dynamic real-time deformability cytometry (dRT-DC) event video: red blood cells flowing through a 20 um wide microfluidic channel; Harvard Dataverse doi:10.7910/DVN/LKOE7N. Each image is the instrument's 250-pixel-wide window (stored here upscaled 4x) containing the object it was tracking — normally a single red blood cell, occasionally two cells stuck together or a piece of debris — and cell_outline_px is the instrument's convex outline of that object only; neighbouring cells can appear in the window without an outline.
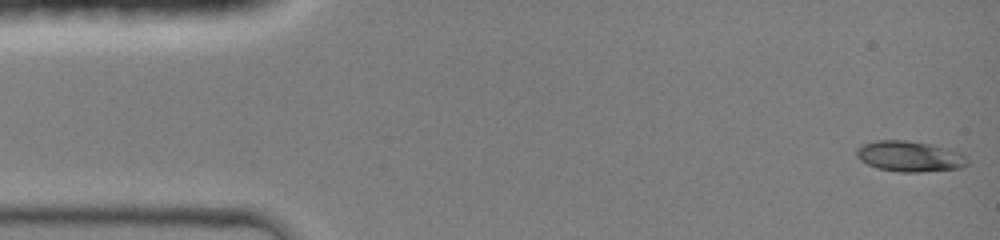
{"species": "common noctule bat (a hibernating species)", "species_latin": "Nyctalus noctula", "temperature_condition": "room temperature", "stored_images_in_passage": 44, "camera_frame_rate_fps": 3000, "um_per_image_px": 0.085, "animal": {"sex": "female", "body_mass_g": 19.0, "forearm_length_mm": 51.5}, "frame": {"image": 1, "passage_image": 1, "time_ms": 0.0, "image_size_px": [1000, 240], "cell_outline_px": [[968, 164], [960, 168], [920, 172], [900, 172], [876, 168], [860, 160], [856, 156], [856, 148], [864, 144], [876, 140], [908, 140], [948, 148], [964, 152], [968, 160]], "centroid_in_image_um": [77.34, 13.29], "position_along_channel_um": 7.7, "area_um2": 20.0}}
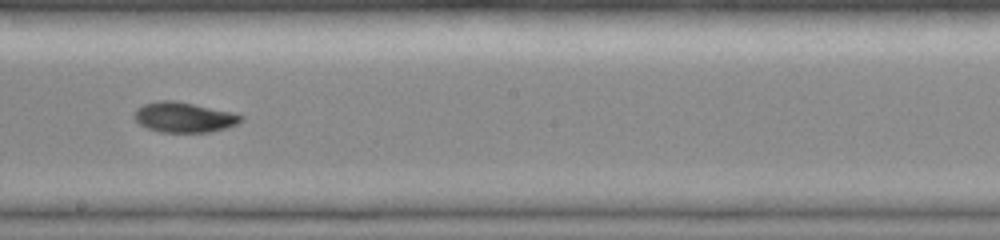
{"frame": {"image": 2, "passage_image": 25, "time_ms": 8.0, "image_size_px": [1000, 240], "cell_outline_px": [[244, 120], [228, 128], [212, 132], [160, 132], [148, 128], [140, 124], [132, 116], [136, 108], [144, 104], [156, 100], [176, 100], [232, 112], [244, 116]], "centroid_in_image_um": [15.64, 9.96], "position_along_channel_um": 232.6, "area_um2": 19.02}}
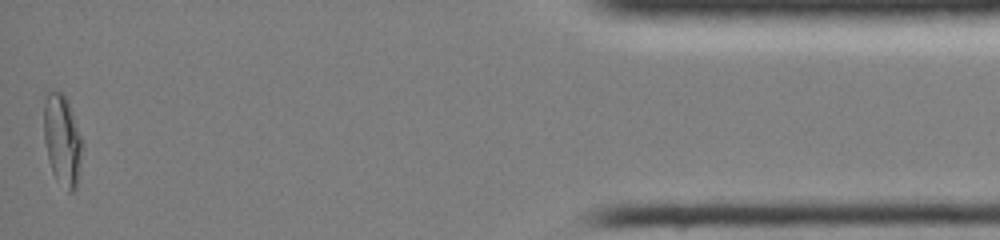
{"frame": {"image": 3, "passage_image": 44, "time_ms": 14.333, "image_size_px": [1000, 240], "cell_outline_px": [[84, 148], [76, 188], [72, 192], [68, 192], [52, 172], [44, 140], [44, 104], [48, 92], [52, 88], [64, 92], [68, 100], [84, 144]], "centroid_in_image_um": [5.32, 11.86], "position_along_channel_um": 429.9, "area_um2": 20.69}, "authors_computed_cell_mechanics": {"area_um2": 18.496, "velocity_mm_per_s": 4.2892, "shape_relaxation_time_tau1_ms": 4.1866, "shape_relaxation_time_tau2_ms": null, "deformation_change_tau1": 0.1775, "deformation_change_tau2": null}}